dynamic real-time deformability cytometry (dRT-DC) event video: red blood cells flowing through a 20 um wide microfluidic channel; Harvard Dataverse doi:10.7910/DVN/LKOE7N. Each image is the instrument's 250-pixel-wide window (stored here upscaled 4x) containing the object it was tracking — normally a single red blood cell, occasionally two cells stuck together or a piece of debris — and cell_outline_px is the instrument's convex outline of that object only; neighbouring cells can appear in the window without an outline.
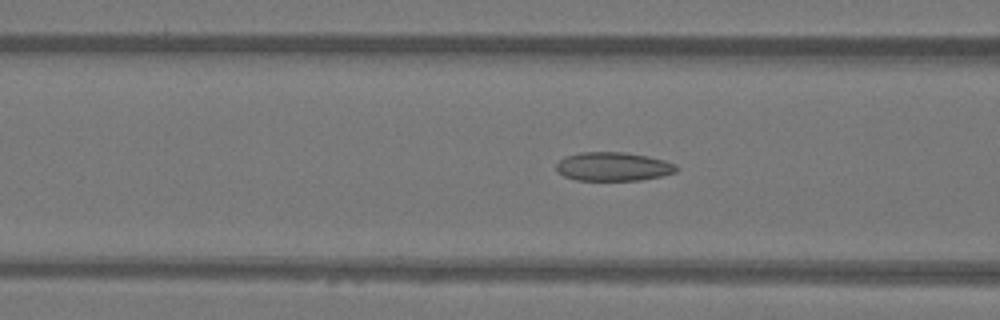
{"species": "Egyptian fruit bat (a non-hibernating species)", "species_latin": "Rousettus aegyptiacus", "temperature_condition": "warm", "stored_images_in_passage": 50, "camera_frame_rate_fps": 3000, "um_per_image_px": 0.085, "animal": {"sex": "female"}, "frame": {"image": 1, "passage_image": 20, "time_ms": 6.333, "image_size_px": [1000, 320], "cell_outline_px": [[680, 168], [676, 172], [660, 176], [640, 180], [576, 180], [564, 176], [556, 168], [556, 164], [564, 156], [580, 152], [624, 152], [648, 156], [664, 160], [676, 164]], "centroid_in_image_um": [52.14, 14.15], "position_along_channel_um": 114.5, "area_um2": 20.17}}
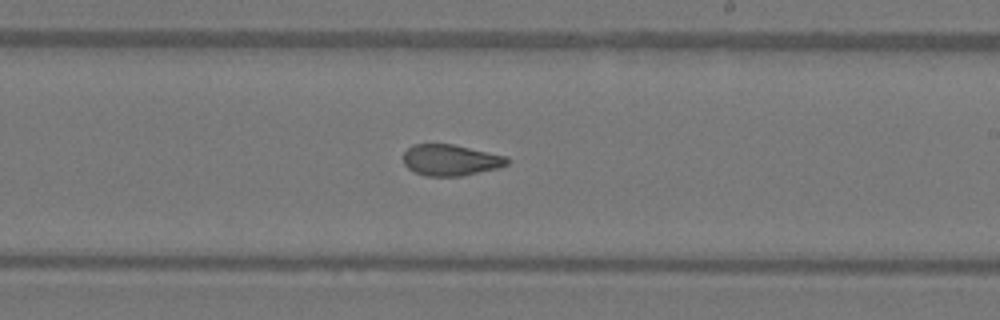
{"frame": {"image": 2, "passage_image": 30, "time_ms": 9.667, "image_size_px": [1000, 320], "cell_outline_px": [[508, 164], [496, 168], [464, 176], [428, 176], [416, 172], [408, 168], [404, 164], [404, 152], [412, 144], [452, 144], [508, 156]], "centroid_in_image_um": [38.3, 13.6], "position_along_channel_um": 250.7, "area_um2": 18.79}}
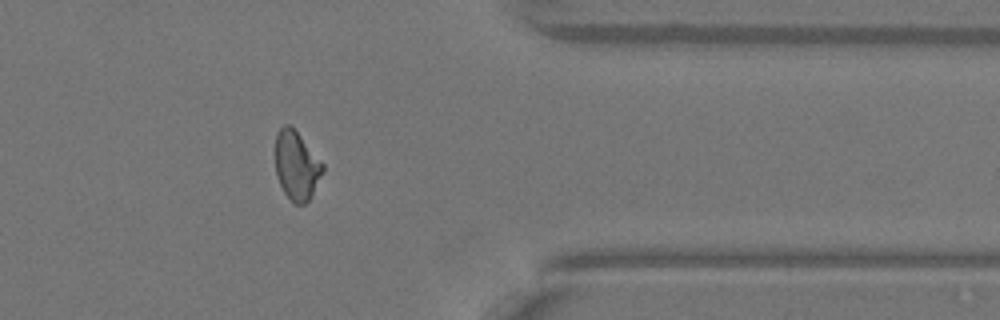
{"frame": {"image": 3, "passage_image": 41, "time_ms": 13.333, "image_size_px": [1000, 320], "cell_outline_px": [[324, 168], [312, 196], [304, 204], [296, 204], [284, 192], [276, 176], [276, 132], [284, 124], [288, 124], [300, 136], [324, 164]], "centroid_in_image_um": [25.2, 14.07], "position_along_channel_um": 386.2, "area_um2": 18.67}, "authors_computed_cell_mechanics": {"area_um2": 19.7676, "velocity_mm_per_s": 4.0895, "shape_relaxation_time_tau1_ms": null, "shape_relaxation_time_tau2_ms": 1.6377, "deformation_change_tau1": null, "deformation_change_tau2": 0.078}}